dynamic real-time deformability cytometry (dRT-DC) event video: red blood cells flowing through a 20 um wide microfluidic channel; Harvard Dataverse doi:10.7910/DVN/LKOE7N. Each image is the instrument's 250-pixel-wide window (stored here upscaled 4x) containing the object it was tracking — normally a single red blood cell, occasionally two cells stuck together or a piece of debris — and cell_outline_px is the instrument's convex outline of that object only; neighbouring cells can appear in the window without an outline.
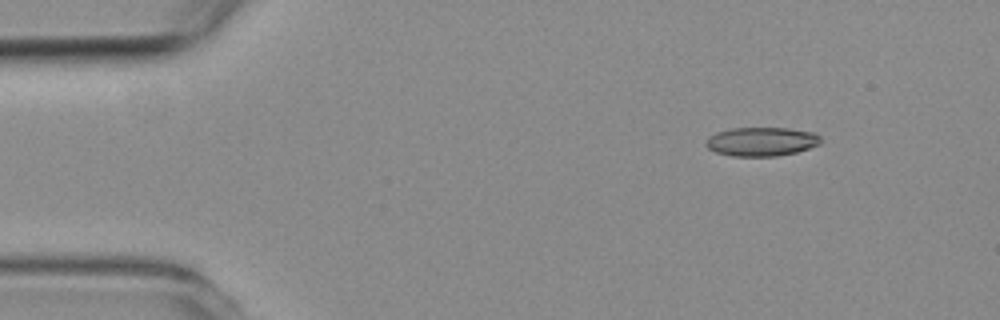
{"species": "common noctule bat (a hibernating species)", "species_latin": "Nyctalus noctula", "temperature_condition": "room temperature", "stored_images_in_passage": 3, "camera_frame_rate_fps": 3000, "um_per_image_px": 0.085, "animal": {"sex": "female", "body_mass_g": 19.3, "forearm_length_mm": 54.1}, "frame": {"image": 1, "passage_image": 1, "time_ms": 0.0, "image_size_px": [1000, 320], "cell_outline_px": [[820, 144], [796, 152], [776, 156], [732, 156], [716, 152], [708, 148], [704, 144], [708, 136], [716, 132], [732, 128], [788, 128], [816, 132], [820, 136]], "centroid_in_image_um": [64.71, 12.03], "position_along_channel_um": 20.3, "area_um2": 19.42}}